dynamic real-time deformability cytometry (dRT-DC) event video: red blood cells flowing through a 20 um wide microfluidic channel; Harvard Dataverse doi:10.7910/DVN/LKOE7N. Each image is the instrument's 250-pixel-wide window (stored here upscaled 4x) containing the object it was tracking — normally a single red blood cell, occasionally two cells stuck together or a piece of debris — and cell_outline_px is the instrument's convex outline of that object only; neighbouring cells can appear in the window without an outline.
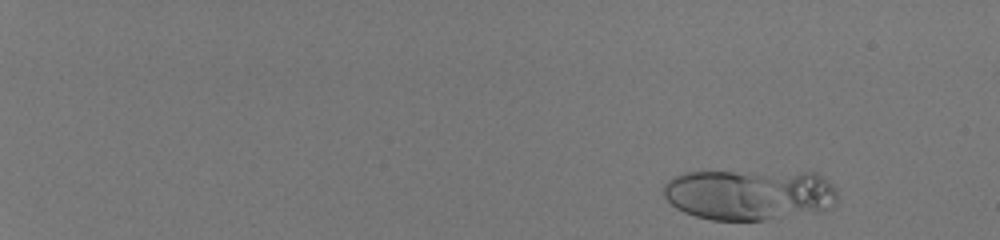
{"species": "human", "species_latin": "Homo sapiens", "temperature_condition": "room temperature", "stored_images_in_passage": 8, "camera_frame_rate_fps": 3000, "um_per_image_px": 0.085, "donor": {"sex": "male"}, "frame": {"image": 1, "passage_image": 2, "time_ms": 0.333, "image_size_px": [1000, 240], "cell_outline_px": [[836, 204], [832, 208], [820, 212], [764, 220], [712, 220], [696, 216], [684, 212], [676, 208], [664, 196], [664, 184], [672, 176], [684, 172], [816, 172], [832, 184], [836, 188]], "centroid_in_image_um": [63.73, 16.54], "position_along_channel_um": 21.3, "area_um2": 52.14}}